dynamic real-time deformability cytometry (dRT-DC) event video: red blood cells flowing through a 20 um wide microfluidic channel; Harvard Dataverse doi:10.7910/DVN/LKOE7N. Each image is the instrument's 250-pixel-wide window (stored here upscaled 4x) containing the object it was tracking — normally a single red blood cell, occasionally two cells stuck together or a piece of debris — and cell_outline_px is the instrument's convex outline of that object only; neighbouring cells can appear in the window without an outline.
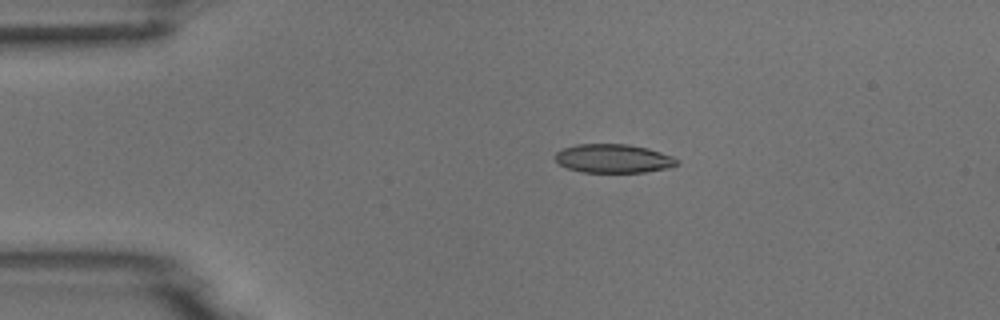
{"species": "common noctule bat (a hibernating species)", "species_latin": "Nyctalus noctula", "temperature_condition": "room temperature", "stored_images_in_passage": 7, "camera_frame_rate_fps": 3000, "um_per_image_px": 0.085, "animal": {"sex": "male", "body_mass_g": 18.8}, "frame": {"image": 1, "passage_image": 3, "time_ms": 2.333, "image_size_px": [1000, 320], "cell_outline_px": [[680, 164], [668, 168], [644, 172], [584, 172], [568, 168], [560, 164], [556, 160], [556, 152], [564, 148], [576, 144], [628, 144], [648, 148], [672, 156], [680, 160]], "centroid_in_image_um": [52.18, 13.47], "position_along_channel_um": 32.8, "area_um2": 20.35}}
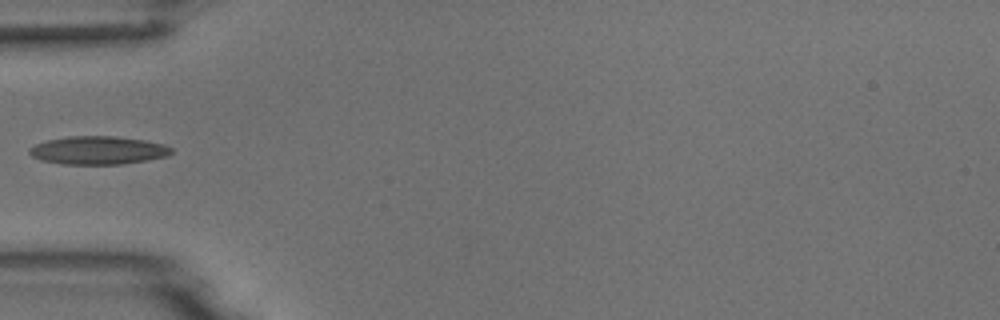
{"frame": {"image": 2, "passage_image": 5, "time_ms": 4.667, "image_size_px": [1000, 320], "cell_outline_px": [[172, 152], [168, 156], [148, 160], [120, 164], [60, 164], [40, 160], [32, 156], [28, 152], [28, 148], [36, 144], [48, 140], [68, 136], [116, 136], [144, 140], [164, 144], [172, 148]], "centroid_in_image_um": [8.33, 12.78], "position_along_channel_um": 76.7, "area_um2": 23.41}}